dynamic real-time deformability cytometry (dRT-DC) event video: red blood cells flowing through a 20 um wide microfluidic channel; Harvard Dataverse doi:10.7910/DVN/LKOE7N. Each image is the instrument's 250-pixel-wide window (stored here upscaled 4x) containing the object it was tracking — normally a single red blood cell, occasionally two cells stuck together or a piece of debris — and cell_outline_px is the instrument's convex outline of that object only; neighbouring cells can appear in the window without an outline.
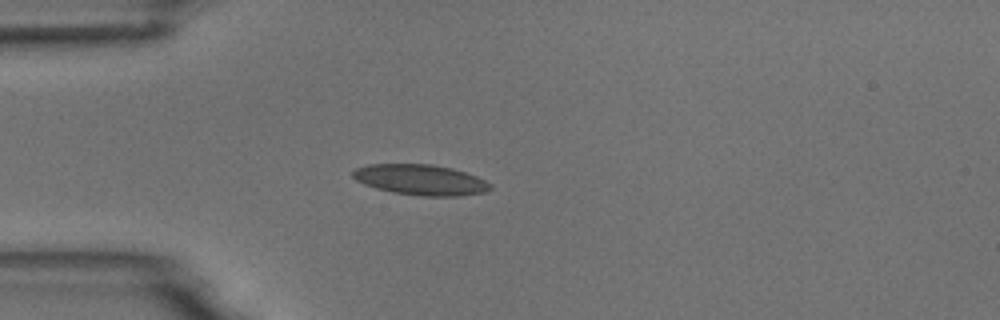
{"species": "common noctule bat (a hibernating species)", "species_latin": "Nyctalus noctula", "temperature_condition": "room temperature", "stored_images_in_passage": 2, "camera_frame_rate_fps": 3000, "um_per_image_px": 0.085, "animal": {"sex": "male", "body_mass_g": 18.8}, "frame": {"image": 1, "passage_image": 2, "time_ms": 1.0, "image_size_px": [1000, 320], "cell_outline_px": [[492, 188], [484, 192], [460, 196], [420, 196], [392, 192], [376, 188], [364, 184], [356, 180], [352, 176], [352, 172], [356, 168], [368, 164], [432, 164], [452, 168], [476, 176], [492, 184]], "centroid_in_image_um": [35.74, 15.28], "position_along_channel_um": 49.3, "area_um2": 24.51}}